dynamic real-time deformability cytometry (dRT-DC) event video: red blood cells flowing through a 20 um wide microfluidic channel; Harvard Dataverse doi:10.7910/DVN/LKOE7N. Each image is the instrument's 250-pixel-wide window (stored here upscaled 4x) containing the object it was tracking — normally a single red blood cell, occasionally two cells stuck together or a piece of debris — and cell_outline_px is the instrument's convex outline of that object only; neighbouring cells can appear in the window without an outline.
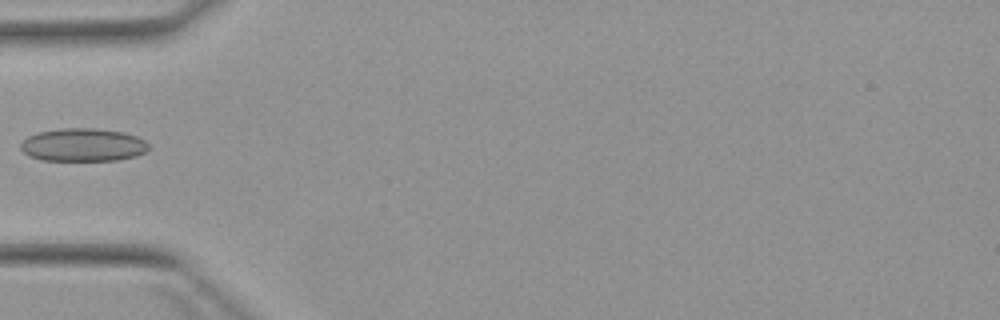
{"species": "Egyptian fruit bat (a non-hibernating species)", "species_latin": "Rousettus aegyptiacus", "temperature_condition": "warm", "stored_images_in_passage": 5, "camera_frame_rate_fps": 3000, "um_per_image_px": 0.085, "animal": {"sex": "female"}, "frame": {"image": 1, "passage_image": 5, "time_ms": 5.0, "image_size_px": [1000, 320], "cell_outline_px": [[148, 148], [144, 152], [136, 156], [116, 160], [40, 160], [28, 156], [20, 148], [20, 144], [28, 136], [40, 132], [64, 128], [92, 128], [124, 132], [136, 136], [144, 140], [148, 144]], "centroid_in_image_um": [7.04, 12.32], "position_along_channel_um": 78.0, "area_um2": 24.51}}